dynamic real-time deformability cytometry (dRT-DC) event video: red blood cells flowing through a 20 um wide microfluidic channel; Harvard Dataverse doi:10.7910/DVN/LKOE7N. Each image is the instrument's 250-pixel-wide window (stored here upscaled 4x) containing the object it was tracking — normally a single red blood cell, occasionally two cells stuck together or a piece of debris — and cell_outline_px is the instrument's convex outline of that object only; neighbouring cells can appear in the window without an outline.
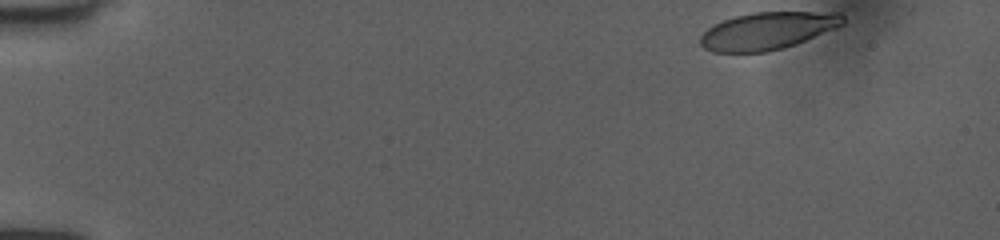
{"species": "human", "species_latin": "Homo sapiens", "temperature_condition": "room temperature", "stored_images_in_passage": 47, "camera_frame_rate_fps": 3000, "um_per_image_px": 0.085, "donor": {"sex": "female"}, "frame": {"image": 1, "passage_image": 1, "time_ms": 0.0, "image_size_px": [1000, 240], "cell_outline_px": [[844, 24], [836, 28], [796, 44], [764, 52], [712, 52], [704, 48], [700, 44], [700, 36], [712, 24], [736, 16], [756, 12], [840, 12], [844, 16]], "centroid_in_image_um": [65.25, 2.61], "position_along_channel_um": 19.8, "area_um2": 30.98}}
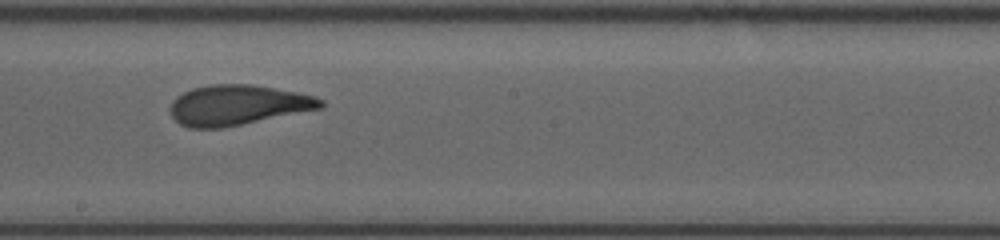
{"frame": {"image": 2, "passage_image": 26, "time_ms": 8.333, "image_size_px": [1000, 240], "cell_outline_px": [[324, 108], [220, 128], [188, 128], [180, 124], [172, 116], [172, 100], [176, 96], [192, 88], [208, 84], [252, 84], [296, 92], [316, 96], [324, 100]], "centroid_in_image_um": [20.23, 8.92], "position_along_channel_um": 228.0, "area_um2": 35.14}}
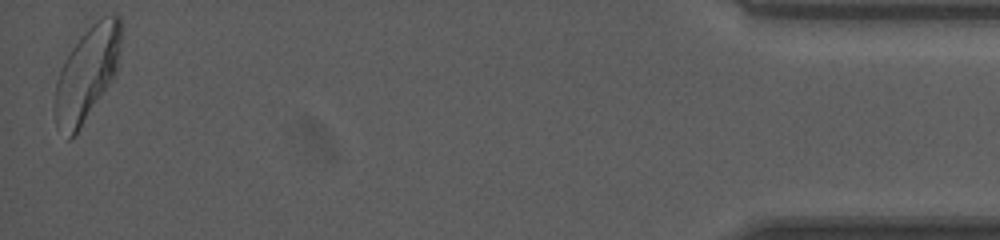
{"frame": {"image": 3, "passage_image": 47, "time_ms": 15.333, "image_size_px": [1000, 240], "cell_outline_px": [[120, 48], [116, 68], [112, 76], [76, 132], [68, 140], [56, 128], [56, 80], [60, 68], [72, 48], [92, 16], [116, 12], [120, 16]], "centroid_in_image_um": [7.38, 6.08], "position_along_channel_um": 427.8, "area_um2": 35.66}, "authors_computed_cell_mechanics": {"area_um2": 34.7956, "velocity_mm_per_s": 3.9975, "shape_relaxation_time_tau1_ms": 3.5111, "shape_relaxation_time_tau2_ms": 1.0852, "deformation_change_tau1": 0.1692, "deformation_change_tau2": 0.0955}}